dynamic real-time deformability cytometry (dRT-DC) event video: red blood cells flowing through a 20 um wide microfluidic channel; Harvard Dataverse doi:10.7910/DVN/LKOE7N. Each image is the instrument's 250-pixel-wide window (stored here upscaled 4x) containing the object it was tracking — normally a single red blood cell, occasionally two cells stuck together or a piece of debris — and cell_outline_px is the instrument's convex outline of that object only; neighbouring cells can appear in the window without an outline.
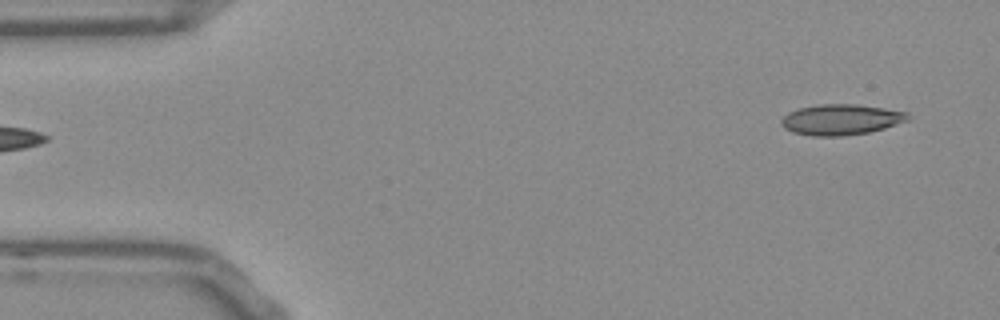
{"species": "Egyptian fruit bat (a non-hibernating species)", "species_latin": "Rousettus aegyptiacus", "temperature_condition": "room temperature", "stored_images_in_passage": 50, "camera_frame_rate_fps": 3000, "um_per_image_px": 0.085, "frame": {"image": 1, "passage_image": 1, "time_ms": 0.0, "image_size_px": [1000, 320], "cell_outline_px": [[908, 120], [884, 128], [868, 132], [844, 136], [812, 136], [792, 132], [784, 128], [780, 124], [780, 120], [788, 112], [800, 108], [820, 104], [856, 104], [908, 112]], "centroid_in_image_um": [71.44, 10.17], "position_along_channel_um": 13.6, "area_um2": 22.54}}
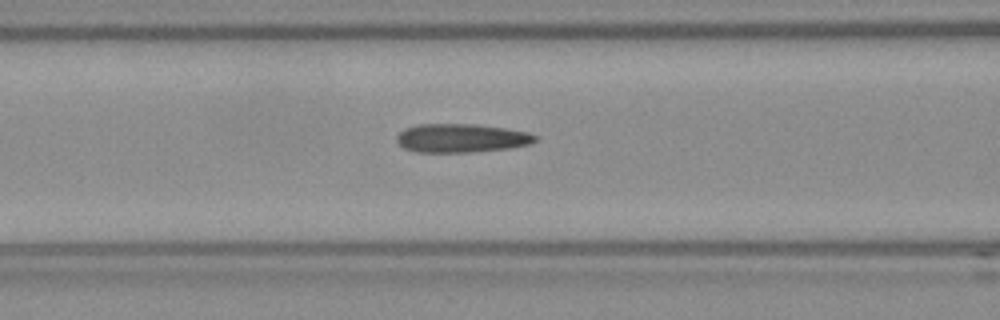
{"frame": {"image": 2, "passage_image": 18, "time_ms": 5.667, "image_size_px": [1000, 320], "cell_outline_px": [[540, 136], [532, 144], [508, 148], [468, 152], [420, 152], [404, 148], [396, 140], [396, 136], [404, 128], [416, 124], [476, 124], [504, 128], [528, 132]], "centroid_in_image_um": [39.23, 11.73], "position_along_channel_um": 127.4, "area_um2": 23.18}}
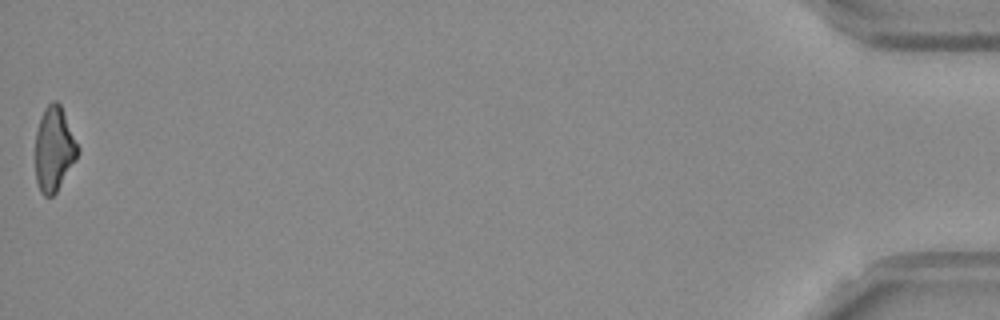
{"frame": {"image": 3, "passage_image": 50, "time_ms": 16.333, "image_size_px": [1000, 320], "cell_outline_px": [[80, 152], [76, 160], [56, 192], [52, 196], [44, 196], [40, 192], [36, 180], [36, 132], [44, 108], [52, 100], [56, 100], [60, 104], [80, 148]], "centroid_in_image_um": [4.61, 12.67], "position_along_channel_um": 430.6, "area_um2": 20.87}, "authors_computed_cell_mechanics": {"area_um2": 22.4842, "velocity_mm_per_s": 3.8167, "shape_relaxation_time_tau1_ms": null, "shape_relaxation_time_tau2_ms": 3.7447, "deformation_change_tau1": null, "deformation_change_tau2": 0.1637}}